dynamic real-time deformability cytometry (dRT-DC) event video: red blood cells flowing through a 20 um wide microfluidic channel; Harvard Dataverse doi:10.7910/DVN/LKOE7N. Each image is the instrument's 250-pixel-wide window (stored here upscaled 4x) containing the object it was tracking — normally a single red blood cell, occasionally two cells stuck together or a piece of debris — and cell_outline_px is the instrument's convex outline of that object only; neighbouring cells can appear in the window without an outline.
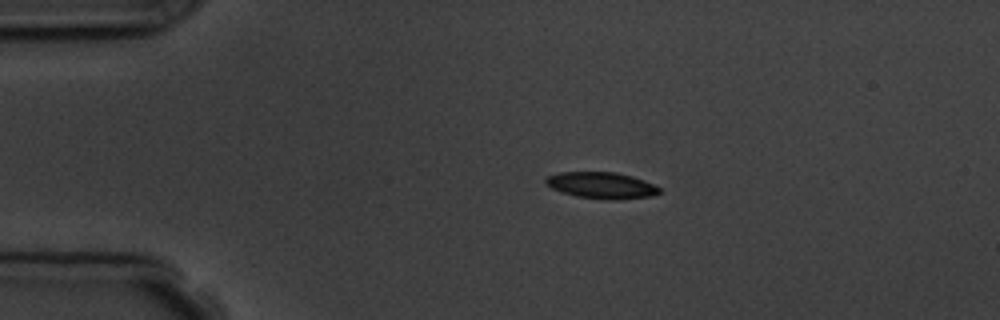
{"species": "common noctule bat (a hibernating species)", "species_latin": "Nyctalus noctula", "temperature_condition": "room temperature", "stored_images_in_passage": 6, "camera_frame_rate_fps": 3000, "um_per_image_px": 0.085, "animal": {"sex": "male", "body_mass_g": 19.5, "forearm_length_mm": 54.6}, "frame": {"image": 1, "passage_image": 3, "time_ms": 2.333, "image_size_px": [1000, 320], "cell_outline_px": [[660, 192], [652, 196], [620, 200], [604, 200], [576, 196], [560, 192], [544, 184], [544, 180], [548, 176], [560, 172], [616, 172], [632, 176], [644, 180], [660, 188]], "centroid_in_image_um": [51.11, 15.76], "position_along_channel_um": 33.9, "area_um2": 17.69}}
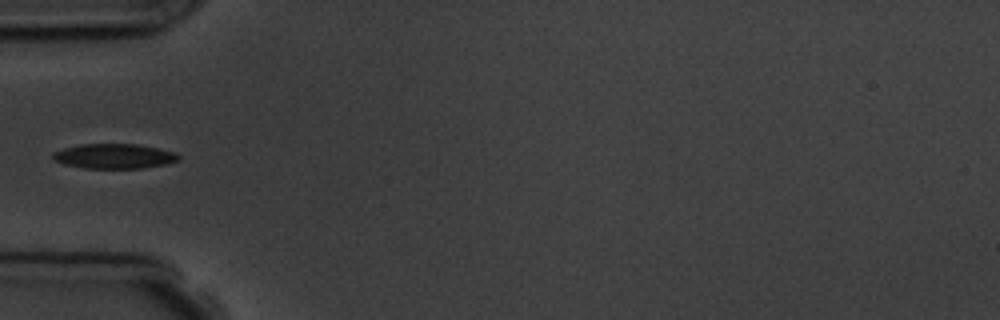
{"frame": {"image": 2, "passage_image": 5, "time_ms": 4.667, "image_size_px": [1000, 320], "cell_outline_px": [[180, 160], [164, 164], [140, 168], [84, 168], [64, 164], [52, 160], [52, 152], [64, 148], [80, 144], [140, 144], [160, 148], [176, 152], [180, 156]], "centroid_in_image_um": [9.7, 13.26], "position_along_channel_um": 75.3, "area_um2": 18.32}}